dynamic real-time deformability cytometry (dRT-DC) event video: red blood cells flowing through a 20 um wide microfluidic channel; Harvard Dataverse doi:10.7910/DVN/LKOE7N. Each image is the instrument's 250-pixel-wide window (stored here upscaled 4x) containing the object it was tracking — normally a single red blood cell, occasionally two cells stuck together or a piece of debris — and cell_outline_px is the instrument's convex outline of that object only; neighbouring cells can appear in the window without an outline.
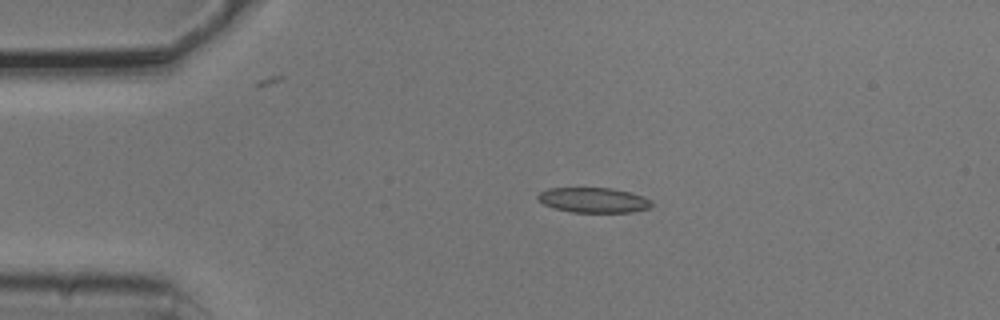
{"species": "common noctule bat (a hibernating species)", "species_latin": "Nyctalus noctula", "temperature_condition": "cold", "stored_images_in_passage": 5, "segment_of_instrument_passage": [1, 2], "camera_frame_rate_fps": 3000, "um_per_image_px": 0.085, "animal": {"sex": "male", "body_mass_g": 20.5, "forearm_length_mm": 52.5}, "frame": {"image": 1, "passage_image": 3, "time_ms": 0.667, "image_size_px": [1000, 320], "cell_outline_px": [[652, 204], [648, 208], [632, 212], [572, 212], [556, 208], [544, 204], [536, 196], [540, 192], [548, 188], [612, 188], [628, 192], [640, 196], [648, 200]], "centroid_in_image_um": [50.4, 17.0], "position_along_channel_um": 34.6, "area_um2": 16.24}}